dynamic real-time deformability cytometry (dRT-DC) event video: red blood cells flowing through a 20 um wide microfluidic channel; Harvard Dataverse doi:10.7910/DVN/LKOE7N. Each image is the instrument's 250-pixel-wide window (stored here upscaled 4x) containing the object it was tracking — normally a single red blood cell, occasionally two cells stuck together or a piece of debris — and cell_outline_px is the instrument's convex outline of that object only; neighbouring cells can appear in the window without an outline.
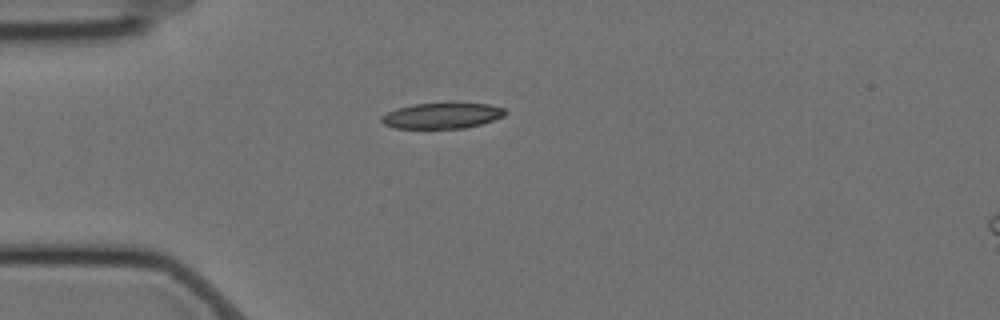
{"species": "Egyptian fruit bat (a non-hibernating species)", "species_latin": "Rousettus aegyptiacus", "temperature_condition": "cold", "stored_images_in_passage": 43, "camera_frame_rate_fps": 3000, "um_per_image_px": 0.085, "animal": {"sex": "female"}, "frame": {"image": 1, "passage_image": 1, "time_ms": 0.0, "image_size_px": [1000, 320], "cell_outline_px": [[508, 112], [504, 116], [480, 124], [464, 128], [396, 128], [384, 124], [380, 120], [380, 116], [396, 108], [412, 104], [448, 100], [488, 104], [504, 108]], "centroid_in_image_um": [37.58, 9.77], "position_along_channel_um": 47.4, "area_um2": 19.36}}
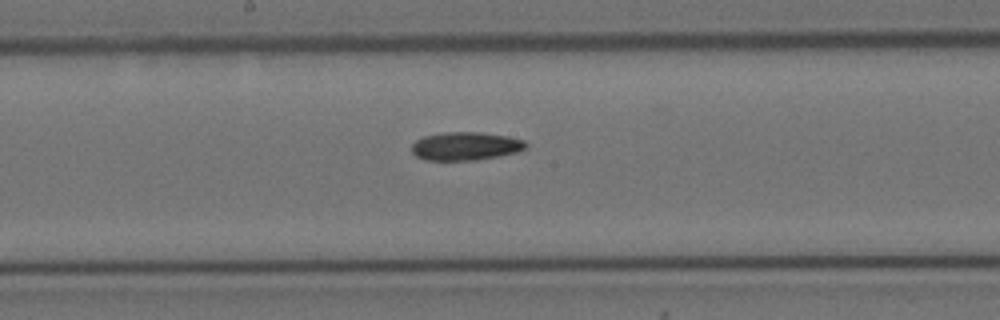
{"frame": {"image": 2, "passage_image": 16, "time_ms": 5.0, "image_size_px": [1000, 320], "cell_outline_px": [[528, 148], [516, 152], [476, 160], [424, 160], [416, 156], [412, 152], [412, 144], [416, 140], [424, 136], [444, 132], [480, 132], [504, 136], [524, 140], [528, 144]], "centroid_in_image_um": [39.56, 12.42], "position_along_channel_um": 208.6, "area_um2": 18.73}}
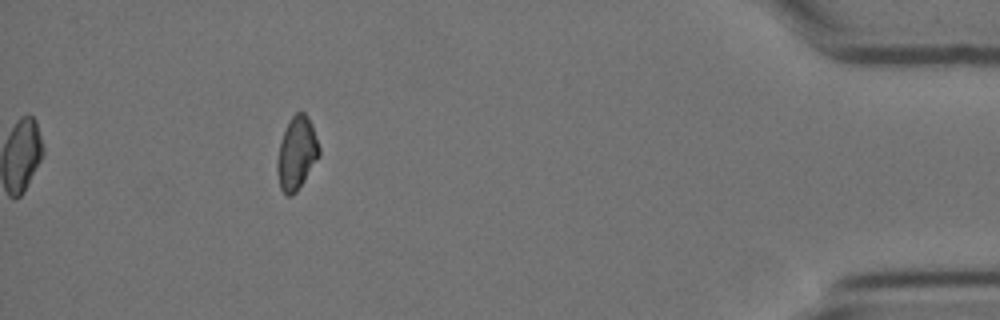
{"frame": {"image": 3, "passage_image": 38, "time_ms": 12.333, "image_size_px": [1000, 320], "cell_outline_px": [[320, 156], [296, 192], [292, 196], [288, 196], [280, 188], [276, 172], [276, 160], [280, 144], [288, 120], [296, 112], [304, 112], [312, 124], [320, 148]], "centroid_in_image_um": [25.21, 13.03], "position_along_channel_um": 410.0, "area_um2": 17.86}, "authors_computed_cell_mechanics": {"area_um2": 18.6694, "velocity_mm_per_s": 3.5199, "shape_relaxation_time_tau1_ms": 7.6121, "shape_relaxation_time_tau2_ms": 4.0039, "deformation_change_tau1": 0.1575, "deformation_change_tau2": 0.1022}}